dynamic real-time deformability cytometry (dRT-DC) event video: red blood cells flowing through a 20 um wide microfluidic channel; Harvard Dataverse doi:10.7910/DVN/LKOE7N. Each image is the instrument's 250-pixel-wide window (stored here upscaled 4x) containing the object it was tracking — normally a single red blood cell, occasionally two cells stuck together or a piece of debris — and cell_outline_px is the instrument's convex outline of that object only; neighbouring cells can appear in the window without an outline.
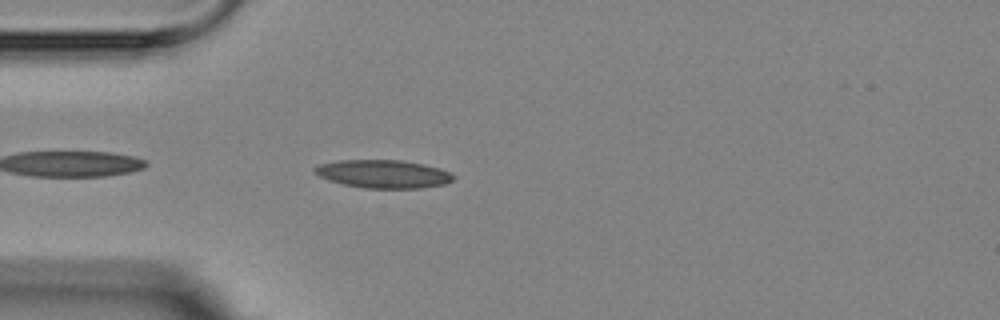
{"species": "Egyptian fruit bat (a non-hibernating species)", "species_latin": "Rousettus aegyptiacus", "temperature_condition": "room temperature", "stored_images_in_passage": 1, "camera_frame_rate_fps": 3000, "um_per_image_px": 0.085, "animal": {"sex": "female"}, "frame": {"image": 1, "passage_image": 1, "time_ms": 0.0, "image_size_px": [1000, 320], "cell_outline_px": [[456, 176], [452, 180], [444, 184], [420, 188], [364, 188], [344, 184], [328, 180], [312, 172], [312, 168], [316, 164], [340, 160], [400, 160], [424, 164], [440, 168]], "centroid_in_image_um": [32.53, 14.78], "position_along_channel_um": 52.5, "area_um2": 22.83}}